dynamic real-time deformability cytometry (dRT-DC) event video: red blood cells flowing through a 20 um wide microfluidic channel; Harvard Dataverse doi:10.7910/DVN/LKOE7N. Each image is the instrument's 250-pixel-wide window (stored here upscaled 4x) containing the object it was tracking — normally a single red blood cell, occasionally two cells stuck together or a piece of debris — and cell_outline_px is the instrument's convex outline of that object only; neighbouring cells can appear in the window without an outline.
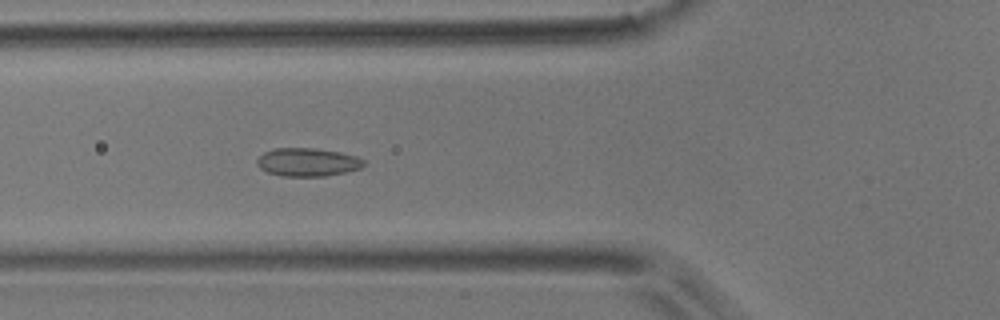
{"species": "common noctule bat (a hibernating species)", "species_latin": "Nyctalus noctula", "temperature_condition": "room temperature", "stored_images_in_passage": 4, "camera_frame_rate_fps": 3000, "um_per_image_px": 0.085, "animal": {"sex": "male", "body_mass_g": 17.9}, "frame": {"image": 1, "passage_image": 4, "time_ms": 4.333, "image_size_px": [1000, 320], "cell_outline_px": [[364, 164], [360, 168], [344, 172], [324, 176], [284, 176], [268, 172], [260, 168], [256, 164], [256, 160], [264, 152], [272, 148], [316, 148], [340, 152], [356, 156], [364, 160]], "centroid_in_image_um": [26.12, 13.77], "position_along_channel_um": 99.7, "area_um2": 17.51}}